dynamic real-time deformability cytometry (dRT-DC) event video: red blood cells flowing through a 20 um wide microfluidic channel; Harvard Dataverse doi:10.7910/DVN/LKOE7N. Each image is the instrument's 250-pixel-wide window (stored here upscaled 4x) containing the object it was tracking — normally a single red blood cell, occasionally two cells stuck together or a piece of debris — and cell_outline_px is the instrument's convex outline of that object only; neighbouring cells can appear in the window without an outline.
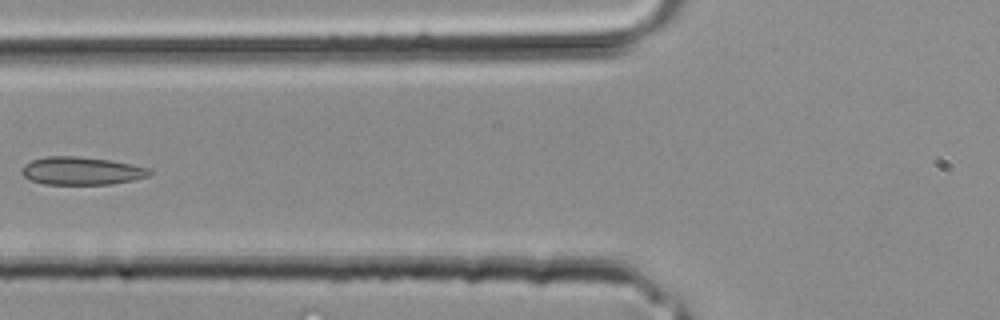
{"species": "common noctule bat (a hibernating species)", "species_latin": "Nyctalus noctula", "temperature_condition": "room temperature", "stored_images_in_passage": 29, "camera_frame_rate_fps": 3000, "um_per_image_px": 0.085, "animal": {"sex": "male", "body_mass_g": 20.4}, "frame": {"image": 1, "passage_image": 11, "time_ms": 3.333, "image_size_px": [1000, 320], "cell_outline_px": [[152, 172], [148, 176], [132, 180], [108, 184], [44, 184], [32, 180], [24, 176], [20, 172], [24, 164], [32, 160], [44, 156], [76, 156], [112, 160], [152, 168]], "centroid_in_image_um": [6.93, 14.51], "position_along_channel_um": 118.9, "area_um2": 20.87}}
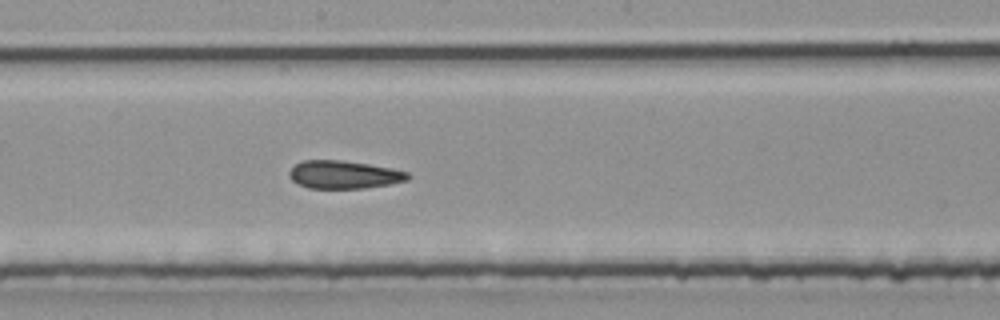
{"frame": {"image": 2, "passage_image": 16, "time_ms": 5.0, "image_size_px": [1000, 320], "cell_outline_px": [[412, 176], [408, 180], [388, 184], [364, 188], [308, 188], [292, 180], [288, 176], [288, 172], [300, 160], [340, 160], [368, 164], [392, 168], [408, 172]], "centroid_in_image_um": [29.23, 14.84], "position_along_channel_um": 219.0, "area_um2": 19.31}}
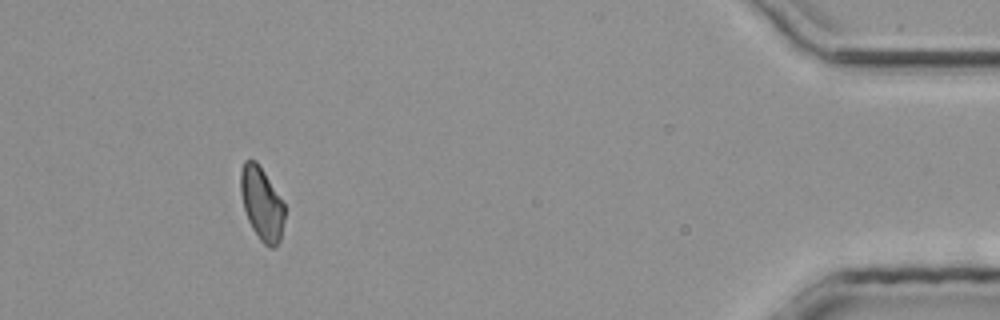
{"frame": {"image": 3, "passage_image": 29, "time_ms": 9.333, "image_size_px": [1000, 320], "cell_outline_px": [[284, 220], [280, 240], [272, 248], [268, 248], [260, 240], [252, 228], [248, 220], [244, 208], [240, 192], [240, 172], [244, 160], [256, 160], [264, 172], [284, 204]], "centroid_in_image_um": [22.23, 17.31], "position_along_channel_um": 413.0, "area_um2": 18.55}}